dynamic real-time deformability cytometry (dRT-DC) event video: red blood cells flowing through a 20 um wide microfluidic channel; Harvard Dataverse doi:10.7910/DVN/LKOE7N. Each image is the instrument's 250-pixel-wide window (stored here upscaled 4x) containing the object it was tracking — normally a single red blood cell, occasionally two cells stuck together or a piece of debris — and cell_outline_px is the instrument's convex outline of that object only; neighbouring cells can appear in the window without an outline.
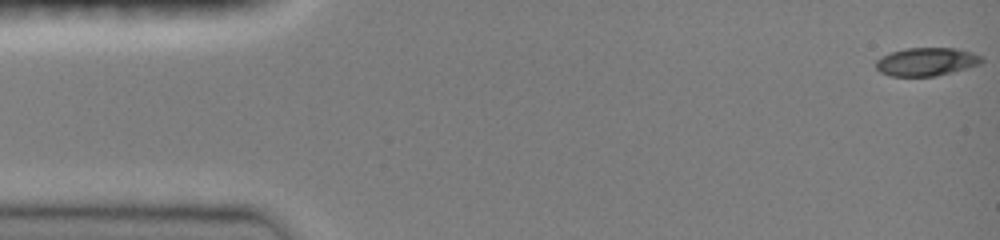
{"species": "common noctule bat (a hibernating species)", "species_latin": "Nyctalus noctula", "temperature_condition": "room temperature", "stored_images_in_passage": 9, "camera_frame_rate_fps": 3000, "um_per_image_px": 0.085, "animal": {"sex": "female", "body_mass_g": 19.0, "forearm_length_mm": 51.5}, "frame": {"image": 1, "passage_image": 1, "time_ms": 0.0, "image_size_px": [1000, 240], "cell_outline_px": [[984, 60], [980, 64], [952, 72], [936, 76], [892, 76], [880, 72], [876, 68], [876, 60], [892, 52], [908, 48], [956, 48], [972, 52], [980, 56]], "centroid_in_image_um": [78.76, 5.25], "position_along_channel_um": 6.2, "area_um2": 17.22}}